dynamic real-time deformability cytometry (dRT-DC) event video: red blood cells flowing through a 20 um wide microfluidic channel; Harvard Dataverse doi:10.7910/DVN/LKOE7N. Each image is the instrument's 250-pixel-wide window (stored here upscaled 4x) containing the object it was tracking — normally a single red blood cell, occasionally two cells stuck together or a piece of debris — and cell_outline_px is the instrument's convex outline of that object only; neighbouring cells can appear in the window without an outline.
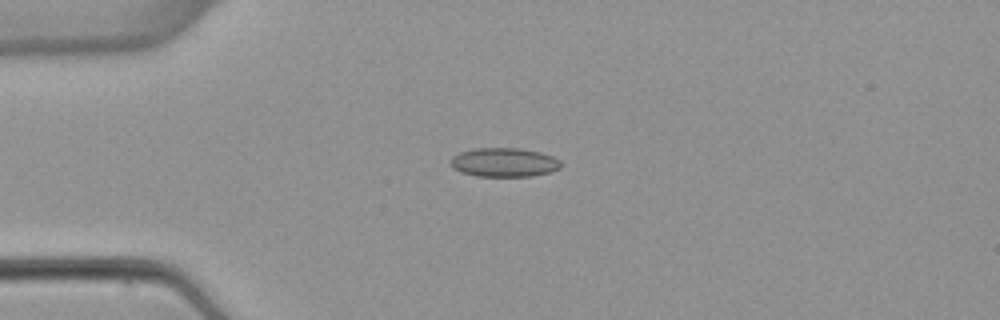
{"species": "common noctule bat (a hibernating species)", "species_latin": "Nyctalus noctula", "temperature_condition": "warm", "stored_images_in_passage": 1, "camera_frame_rate_fps": 3000, "um_per_image_px": 0.085, "animal": {"sex": "female", "body_mass_g": 22.7, "forearm_length_mm": 54.2}, "frame": {"image": 1, "passage_image": 1, "time_ms": 0.0, "image_size_px": [1000, 320], "cell_outline_px": [[560, 168], [552, 172], [532, 176], [476, 176], [460, 172], [452, 168], [452, 156], [460, 152], [476, 148], [520, 148], [540, 152], [552, 156], [560, 160]], "centroid_in_image_um": [42.86, 13.8], "position_along_channel_um": 42.1, "area_um2": 18.67}}